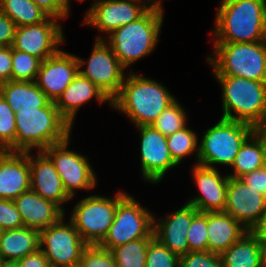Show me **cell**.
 <instances>
[{
	"mask_svg": "<svg viewBox=\"0 0 266 267\" xmlns=\"http://www.w3.org/2000/svg\"><path fill=\"white\" fill-rule=\"evenodd\" d=\"M16 117L0 95V151H15Z\"/></svg>",
	"mask_w": 266,
	"mask_h": 267,
	"instance_id": "obj_34",
	"label": "cell"
},
{
	"mask_svg": "<svg viewBox=\"0 0 266 267\" xmlns=\"http://www.w3.org/2000/svg\"><path fill=\"white\" fill-rule=\"evenodd\" d=\"M257 236H266V214L260 225L254 230Z\"/></svg>",
	"mask_w": 266,
	"mask_h": 267,
	"instance_id": "obj_48",
	"label": "cell"
},
{
	"mask_svg": "<svg viewBox=\"0 0 266 267\" xmlns=\"http://www.w3.org/2000/svg\"><path fill=\"white\" fill-rule=\"evenodd\" d=\"M50 17L57 19H66L70 10L65 6L62 0H32Z\"/></svg>",
	"mask_w": 266,
	"mask_h": 267,
	"instance_id": "obj_40",
	"label": "cell"
},
{
	"mask_svg": "<svg viewBox=\"0 0 266 267\" xmlns=\"http://www.w3.org/2000/svg\"><path fill=\"white\" fill-rule=\"evenodd\" d=\"M69 141L70 136L62 142L50 145L43 152L53 162L65 191L72 198L75 197L77 189H93L97 183V176L85 155L67 149Z\"/></svg>",
	"mask_w": 266,
	"mask_h": 267,
	"instance_id": "obj_12",
	"label": "cell"
},
{
	"mask_svg": "<svg viewBox=\"0 0 266 267\" xmlns=\"http://www.w3.org/2000/svg\"><path fill=\"white\" fill-rule=\"evenodd\" d=\"M24 227L21 214L13 200L0 198V228L3 231Z\"/></svg>",
	"mask_w": 266,
	"mask_h": 267,
	"instance_id": "obj_39",
	"label": "cell"
},
{
	"mask_svg": "<svg viewBox=\"0 0 266 267\" xmlns=\"http://www.w3.org/2000/svg\"><path fill=\"white\" fill-rule=\"evenodd\" d=\"M0 267H19L18 260L0 259Z\"/></svg>",
	"mask_w": 266,
	"mask_h": 267,
	"instance_id": "obj_49",
	"label": "cell"
},
{
	"mask_svg": "<svg viewBox=\"0 0 266 267\" xmlns=\"http://www.w3.org/2000/svg\"><path fill=\"white\" fill-rule=\"evenodd\" d=\"M63 215L56 223L40 231V249L50 267H77L88 244L72 222L66 224Z\"/></svg>",
	"mask_w": 266,
	"mask_h": 267,
	"instance_id": "obj_10",
	"label": "cell"
},
{
	"mask_svg": "<svg viewBox=\"0 0 266 267\" xmlns=\"http://www.w3.org/2000/svg\"><path fill=\"white\" fill-rule=\"evenodd\" d=\"M14 203L21 214L24 227L39 232L56 223L65 212L54 202L44 199L33 190L19 195Z\"/></svg>",
	"mask_w": 266,
	"mask_h": 267,
	"instance_id": "obj_22",
	"label": "cell"
},
{
	"mask_svg": "<svg viewBox=\"0 0 266 267\" xmlns=\"http://www.w3.org/2000/svg\"><path fill=\"white\" fill-rule=\"evenodd\" d=\"M18 265L19 267H50L49 262L41 249L19 259Z\"/></svg>",
	"mask_w": 266,
	"mask_h": 267,
	"instance_id": "obj_44",
	"label": "cell"
},
{
	"mask_svg": "<svg viewBox=\"0 0 266 267\" xmlns=\"http://www.w3.org/2000/svg\"><path fill=\"white\" fill-rule=\"evenodd\" d=\"M224 212L248 231H254L266 214V197L240 178L229 177Z\"/></svg>",
	"mask_w": 266,
	"mask_h": 267,
	"instance_id": "obj_14",
	"label": "cell"
},
{
	"mask_svg": "<svg viewBox=\"0 0 266 267\" xmlns=\"http://www.w3.org/2000/svg\"><path fill=\"white\" fill-rule=\"evenodd\" d=\"M79 73L93 82L110 100L123 84L126 70L102 36H97L87 61L76 56ZM85 64L86 69H81Z\"/></svg>",
	"mask_w": 266,
	"mask_h": 267,
	"instance_id": "obj_11",
	"label": "cell"
},
{
	"mask_svg": "<svg viewBox=\"0 0 266 267\" xmlns=\"http://www.w3.org/2000/svg\"><path fill=\"white\" fill-rule=\"evenodd\" d=\"M139 130L141 173L148 183L161 182L168 170L177 164L171 158L167 136L151 125L136 126Z\"/></svg>",
	"mask_w": 266,
	"mask_h": 267,
	"instance_id": "obj_15",
	"label": "cell"
},
{
	"mask_svg": "<svg viewBox=\"0 0 266 267\" xmlns=\"http://www.w3.org/2000/svg\"><path fill=\"white\" fill-rule=\"evenodd\" d=\"M0 95L14 112L21 108H44L51 102L35 81L3 82Z\"/></svg>",
	"mask_w": 266,
	"mask_h": 267,
	"instance_id": "obj_25",
	"label": "cell"
},
{
	"mask_svg": "<svg viewBox=\"0 0 266 267\" xmlns=\"http://www.w3.org/2000/svg\"><path fill=\"white\" fill-rule=\"evenodd\" d=\"M199 211L192 205L185 204L165 218L153 219V235L171 252L182 256L189 252L187 231L192 219Z\"/></svg>",
	"mask_w": 266,
	"mask_h": 267,
	"instance_id": "obj_19",
	"label": "cell"
},
{
	"mask_svg": "<svg viewBox=\"0 0 266 267\" xmlns=\"http://www.w3.org/2000/svg\"><path fill=\"white\" fill-rule=\"evenodd\" d=\"M253 134L260 140L266 162V122L253 126Z\"/></svg>",
	"mask_w": 266,
	"mask_h": 267,
	"instance_id": "obj_45",
	"label": "cell"
},
{
	"mask_svg": "<svg viewBox=\"0 0 266 267\" xmlns=\"http://www.w3.org/2000/svg\"><path fill=\"white\" fill-rule=\"evenodd\" d=\"M0 10L16 27L38 24L49 17L32 0H0Z\"/></svg>",
	"mask_w": 266,
	"mask_h": 267,
	"instance_id": "obj_29",
	"label": "cell"
},
{
	"mask_svg": "<svg viewBox=\"0 0 266 267\" xmlns=\"http://www.w3.org/2000/svg\"><path fill=\"white\" fill-rule=\"evenodd\" d=\"M57 21L49 16L38 24L16 27L12 48L44 61L57 53L65 42L62 26Z\"/></svg>",
	"mask_w": 266,
	"mask_h": 267,
	"instance_id": "obj_13",
	"label": "cell"
},
{
	"mask_svg": "<svg viewBox=\"0 0 266 267\" xmlns=\"http://www.w3.org/2000/svg\"><path fill=\"white\" fill-rule=\"evenodd\" d=\"M179 267H222L220 254L210 251H189L180 256Z\"/></svg>",
	"mask_w": 266,
	"mask_h": 267,
	"instance_id": "obj_38",
	"label": "cell"
},
{
	"mask_svg": "<svg viewBox=\"0 0 266 267\" xmlns=\"http://www.w3.org/2000/svg\"><path fill=\"white\" fill-rule=\"evenodd\" d=\"M222 267H261L258 236L248 231L220 254Z\"/></svg>",
	"mask_w": 266,
	"mask_h": 267,
	"instance_id": "obj_27",
	"label": "cell"
},
{
	"mask_svg": "<svg viewBox=\"0 0 266 267\" xmlns=\"http://www.w3.org/2000/svg\"><path fill=\"white\" fill-rule=\"evenodd\" d=\"M192 174L200 196L191 198L187 204L194 206L199 212L224 211L229 176H222L217 168L201 164L193 166Z\"/></svg>",
	"mask_w": 266,
	"mask_h": 267,
	"instance_id": "obj_18",
	"label": "cell"
},
{
	"mask_svg": "<svg viewBox=\"0 0 266 267\" xmlns=\"http://www.w3.org/2000/svg\"><path fill=\"white\" fill-rule=\"evenodd\" d=\"M79 267H117V265L110 250L94 244L84 249Z\"/></svg>",
	"mask_w": 266,
	"mask_h": 267,
	"instance_id": "obj_37",
	"label": "cell"
},
{
	"mask_svg": "<svg viewBox=\"0 0 266 267\" xmlns=\"http://www.w3.org/2000/svg\"><path fill=\"white\" fill-rule=\"evenodd\" d=\"M12 46L0 47V84L11 81Z\"/></svg>",
	"mask_w": 266,
	"mask_h": 267,
	"instance_id": "obj_43",
	"label": "cell"
},
{
	"mask_svg": "<svg viewBox=\"0 0 266 267\" xmlns=\"http://www.w3.org/2000/svg\"><path fill=\"white\" fill-rule=\"evenodd\" d=\"M168 149L173 161L179 165L185 156L194 154L198 164V135L187 125L167 136Z\"/></svg>",
	"mask_w": 266,
	"mask_h": 267,
	"instance_id": "obj_31",
	"label": "cell"
},
{
	"mask_svg": "<svg viewBox=\"0 0 266 267\" xmlns=\"http://www.w3.org/2000/svg\"><path fill=\"white\" fill-rule=\"evenodd\" d=\"M42 60L12 48L11 81H36Z\"/></svg>",
	"mask_w": 266,
	"mask_h": 267,
	"instance_id": "obj_32",
	"label": "cell"
},
{
	"mask_svg": "<svg viewBox=\"0 0 266 267\" xmlns=\"http://www.w3.org/2000/svg\"><path fill=\"white\" fill-rule=\"evenodd\" d=\"M163 9H148L138 20L113 31L108 40L104 39L125 69L155 50L164 21Z\"/></svg>",
	"mask_w": 266,
	"mask_h": 267,
	"instance_id": "obj_4",
	"label": "cell"
},
{
	"mask_svg": "<svg viewBox=\"0 0 266 267\" xmlns=\"http://www.w3.org/2000/svg\"><path fill=\"white\" fill-rule=\"evenodd\" d=\"M15 151H43L71 136L72 127L59 114L54 102L44 108H21L15 112Z\"/></svg>",
	"mask_w": 266,
	"mask_h": 267,
	"instance_id": "obj_3",
	"label": "cell"
},
{
	"mask_svg": "<svg viewBox=\"0 0 266 267\" xmlns=\"http://www.w3.org/2000/svg\"><path fill=\"white\" fill-rule=\"evenodd\" d=\"M75 55L59 50L41 62L37 86L51 102H55L79 73Z\"/></svg>",
	"mask_w": 266,
	"mask_h": 267,
	"instance_id": "obj_17",
	"label": "cell"
},
{
	"mask_svg": "<svg viewBox=\"0 0 266 267\" xmlns=\"http://www.w3.org/2000/svg\"><path fill=\"white\" fill-rule=\"evenodd\" d=\"M30 153L31 151H28L30 189L44 199L54 202L65 212L62 204L64 205L73 198L65 191L53 162L43 151H38L36 158Z\"/></svg>",
	"mask_w": 266,
	"mask_h": 267,
	"instance_id": "obj_20",
	"label": "cell"
},
{
	"mask_svg": "<svg viewBox=\"0 0 266 267\" xmlns=\"http://www.w3.org/2000/svg\"><path fill=\"white\" fill-rule=\"evenodd\" d=\"M16 25L0 10V47L12 46Z\"/></svg>",
	"mask_w": 266,
	"mask_h": 267,
	"instance_id": "obj_42",
	"label": "cell"
},
{
	"mask_svg": "<svg viewBox=\"0 0 266 267\" xmlns=\"http://www.w3.org/2000/svg\"><path fill=\"white\" fill-rule=\"evenodd\" d=\"M266 165L263 147L260 140L252 133L239 148L231 166L233 173L228 176L240 178Z\"/></svg>",
	"mask_w": 266,
	"mask_h": 267,
	"instance_id": "obj_28",
	"label": "cell"
},
{
	"mask_svg": "<svg viewBox=\"0 0 266 267\" xmlns=\"http://www.w3.org/2000/svg\"><path fill=\"white\" fill-rule=\"evenodd\" d=\"M148 8L134 0H95L86 12L84 24L107 36L118 28L138 20Z\"/></svg>",
	"mask_w": 266,
	"mask_h": 267,
	"instance_id": "obj_16",
	"label": "cell"
},
{
	"mask_svg": "<svg viewBox=\"0 0 266 267\" xmlns=\"http://www.w3.org/2000/svg\"><path fill=\"white\" fill-rule=\"evenodd\" d=\"M142 3L148 9L163 8L159 0H134Z\"/></svg>",
	"mask_w": 266,
	"mask_h": 267,
	"instance_id": "obj_47",
	"label": "cell"
},
{
	"mask_svg": "<svg viewBox=\"0 0 266 267\" xmlns=\"http://www.w3.org/2000/svg\"><path fill=\"white\" fill-rule=\"evenodd\" d=\"M189 251H208L207 212H199L187 231Z\"/></svg>",
	"mask_w": 266,
	"mask_h": 267,
	"instance_id": "obj_36",
	"label": "cell"
},
{
	"mask_svg": "<svg viewBox=\"0 0 266 267\" xmlns=\"http://www.w3.org/2000/svg\"><path fill=\"white\" fill-rule=\"evenodd\" d=\"M65 6L70 10V1L71 0H62ZM85 0H79V2H84Z\"/></svg>",
	"mask_w": 266,
	"mask_h": 267,
	"instance_id": "obj_50",
	"label": "cell"
},
{
	"mask_svg": "<svg viewBox=\"0 0 266 267\" xmlns=\"http://www.w3.org/2000/svg\"><path fill=\"white\" fill-rule=\"evenodd\" d=\"M113 198L102 195L84 197L75 204L70 220L88 244H99L114 221L117 204L128 194L116 192Z\"/></svg>",
	"mask_w": 266,
	"mask_h": 267,
	"instance_id": "obj_8",
	"label": "cell"
},
{
	"mask_svg": "<svg viewBox=\"0 0 266 267\" xmlns=\"http://www.w3.org/2000/svg\"><path fill=\"white\" fill-rule=\"evenodd\" d=\"M247 232L230 214L207 212L208 251L221 254Z\"/></svg>",
	"mask_w": 266,
	"mask_h": 267,
	"instance_id": "obj_24",
	"label": "cell"
},
{
	"mask_svg": "<svg viewBox=\"0 0 266 267\" xmlns=\"http://www.w3.org/2000/svg\"><path fill=\"white\" fill-rule=\"evenodd\" d=\"M240 179L266 197V165L240 177Z\"/></svg>",
	"mask_w": 266,
	"mask_h": 267,
	"instance_id": "obj_41",
	"label": "cell"
},
{
	"mask_svg": "<svg viewBox=\"0 0 266 267\" xmlns=\"http://www.w3.org/2000/svg\"><path fill=\"white\" fill-rule=\"evenodd\" d=\"M187 112L176 99L151 125L164 136H169L187 125Z\"/></svg>",
	"mask_w": 266,
	"mask_h": 267,
	"instance_id": "obj_33",
	"label": "cell"
},
{
	"mask_svg": "<svg viewBox=\"0 0 266 267\" xmlns=\"http://www.w3.org/2000/svg\"><path fill=\"white\" fill-rule=\"evenodd\" d=\"M252 133L253 126L248 123L221 118L204 132L198 145V164L231 167L239 148Z\"/></svg>",
	"mask_w": 266,
	"mask_h": 267,
	"instance_id": "obj_7",
	"label": "cell"
},
{
	"mask_svg": "<svg viewBox=\"0 0 266 267\" xmlns=\"http://www.w3.org/2000/svg\"><path fill=\"white\" fill-rule=\"evenodd\" d=\"M216 80L222 89L221 118L252 126L266 122V82L241 77H216Z\"/></svg>",
	"mask_w": 266,
	"mask_h": 267,
	"instance_id": "obj_6",
	"label": "cell"
},
{
	"mask_svg": "<svg viewBox=\"0 0 266 267\" xmlns=\"http://www.w3.org/2000/svg\"><path fill=\"white\" fill-rule=\"evenodd\" d=\"M261 267H266V236H258Z\"/></svg>",
	"mask_w": 266,
	"mask_h": 267,
	"instance_id": "obj_46",
	"label": "cell"
},
{
	"mask_svg": "<svg viewBox=\"0 0 266 267\" xmlns=\"http://www.w3.org/2000/svg\"><path fill=\"white\" fill-rule=\"evenodd\" d=\"M165 86L130 70L111 107L125 113L135 126L152 125L176 99Z\"/></svg>",
	"mask_w": 266,
	"mask_h": 267,
	"instance_id": "obj_1",
	"label": "cell"
},
{
	"mask_svg": "<svg viewBox=\"0 0 266 267\" xmlns=\"http://www.w3.org/2000/svg\"><path fill=\"white\" fill-rule=\"evenodd\" d=\"M30 190L28 152L0 151V198L15 200Z\"/></svg>",
	"mask_w": 266,
	"mask_h": 267,
	"instance_id": "obj_21",
	"label": "cell"
},
{
	"mask_svg": "<svg viewBox=\"0 0 266 267\" xmlns=\"http://www.w3.org/2000/svg\"><path fill=\"white\" fill-rule=\"evenodd\" d=\"M213 43L266 41V0H221Z\"/></svg>",
	"mask_w": 266,
	"mask_h": 267,
	"instance_id": "obj_2",
	"label": "cell"
},
{
	"mask_svg": "<svg viewBox=\"0 0 266 267\" xmlns=\"http://www.w3.org/2000/svg\"><path fill=\"white\" fill-rule=\"evenodd\" d=\"M180 256L171 252L155 237L149 242L145 267H179Z\"/></svg>",
	"mask_w": 266,
	"mask_h": 267,
	"instance_id": "obj_35",
	"label": "cell"
},
{
	"mask_svg": "<svg viewBox=\"0 0 266 267\" xmlns=\"http://www.w3.org/2000/svg\"><path fill=\"white\" fill-rule=\"evenodd\" d=\"M153 219L148 208L127 194L117 204L114 221L98 245L111 250L137 239L154 238Z\"/></svg>",
	"mask_w": 266,
	"mask_h": 267,
	"instance_id": "obj_9",
	"label": "cell"
},
{
	"mask_svg": "<svg viewBox=\"0 0 266 267\" xmlns=\"http://www.w3.org/2000/svg\"><path fill=\"white\" fill-rule=\"evenodd\" d=\"M94 97L99 103L108 102L111 106V100L93 82L78 73L54 104L72 127L78 109Z\"/></svg>",
	"mask_w": 266,
	"mask_h": 267,
	"instance_id": "obj_23",
	"label": "cell"
},
{
	"mask_svg": "<svg viewBox=\"0 0 266 267\" xmlns=\"http://www.w3.org/2000/svg\"><path fill=\"white\" fill-rule=\"evenodd\" d=\"M2 232H3V230H2V228H0V236H1Z\"/></svg>",
	"mask_w": 266,
	"mask_h": 267,
	"instance_id": "obj_51",
	"label": "cell"
},
{
	"mask_svg": "<svg viewBox=\"0 0 266 267\" xmlns=\"http://www.w3.org/2000/svg\"><path fill=\"white\" fill-rule=\"evenodd\" d=\"M40 249V232L22 227L5 230L0 236V259L19 260Z\"/></svg>",
	"mask_w": 266,
	"mask_h": 267,
	"instance_id": "obj_26",
	"label": "cell"
},
{
	"mask_svg": "<svg viewBox=\"0 0 266 267\" xmlns=\"http://www.w3.org/2000/svg\"><path fill=\"white\" fill-rule=\"evenodd\" d=\"M213 56L207 57L214 77H241L266 82V41L214 43Z\"/></svg>",
	"mask_w": 266,
	"mask_h": 267,
	"instance_id": "obj_5",
	"label": "cell"
},
{
	"mask_svg": "<svg viewBox=\"0 0 266 267\" xmlns=\"http://www.w3.org/2000/svg\"><path fill=\"white\" fill-rule=\"evenodd\" d=\"M153 238H142L114 247L110 251L117 267H145L149 242Z\"/></svg>",
	"mask_w": 266,
	"mask_h": 267,
	"instance_id": "obj_30",
	"label": "cell"
}]
</instances>
